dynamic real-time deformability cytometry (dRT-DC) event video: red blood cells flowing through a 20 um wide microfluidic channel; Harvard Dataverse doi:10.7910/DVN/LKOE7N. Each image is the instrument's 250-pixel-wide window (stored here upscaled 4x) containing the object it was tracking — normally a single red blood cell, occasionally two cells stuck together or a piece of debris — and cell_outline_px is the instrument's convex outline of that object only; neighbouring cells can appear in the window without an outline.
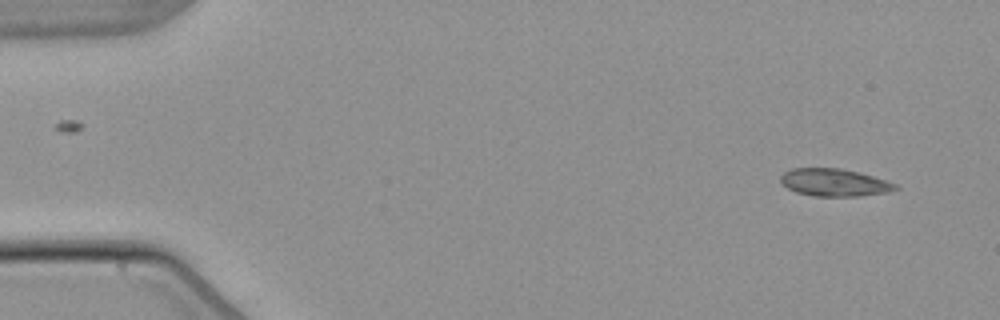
{"species": "common noctule bat (a hibernating species)", "species_latin": "Nyctalus noctula", "temperature_condition": "warm", "stored_images_in_passage": 2, "camera_frame_rate_fps": 3000, "um_per_image_px": 0.085, "animal": {"sex": "male", "body_mass_g": 21.5, "forearm_length_mm": 52.0}, "frame": {"image": 1, "passage_image": 2, "time_ms": 1.333, "image_size_px": [1000, 320], "cell_outline_px": [[900, 188], [888, 192], [860, 196], [812, 196], [796, 192], [788, 188], [780, 180], [780, 176], [784, 172], [792, 168], [840, 168], [872, 176], [896, 184]], "centroid_in_image_um": [70.9, 15.52], "position_along_channel_um": 14.1, "area_um2": 18.26}}